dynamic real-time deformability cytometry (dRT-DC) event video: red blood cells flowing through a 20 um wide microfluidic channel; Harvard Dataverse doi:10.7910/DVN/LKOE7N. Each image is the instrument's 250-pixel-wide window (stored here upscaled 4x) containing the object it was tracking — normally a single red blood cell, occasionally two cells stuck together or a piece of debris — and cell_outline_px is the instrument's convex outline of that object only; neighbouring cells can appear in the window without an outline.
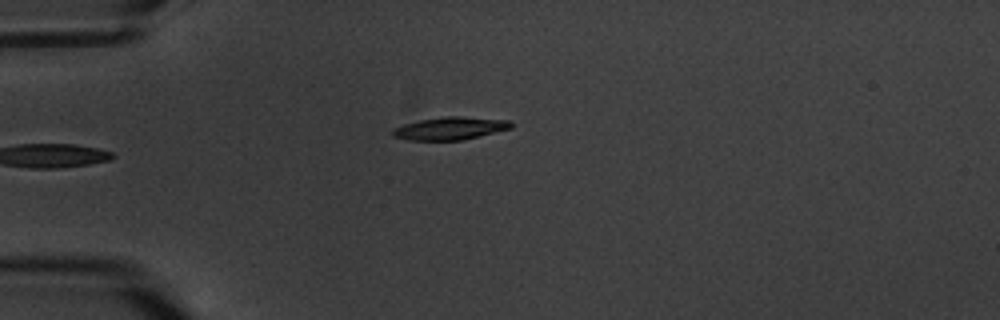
{"species": "common noctule bat (a hibernating species)", "species_latin": "Nyctalus noctula", "temperature_condition": "warm", "stored_images_in_passage": 6, "camera_frame_rate_fps": 3000, "um_per_image_px": 0.085, "animal": {"sex": "male", "body_mass_g": 20.1, "forearm_length_mm": 53.5}, "frame": {"image": 1, "passage_image": 6, "time_ms": 6.0, "image_size_px": [1000, 320], "cell_outline_px": [[512, 128], [460, 140], [408, 140], [392, 136], [392, 128], [404, 124], [420, 120], [444, 116], [456, 116], [512, 120]], "centroid_in_image_um": [38.24, 10.9], "position_along_channel_um": 46.8, "area_um2": 15.61}}